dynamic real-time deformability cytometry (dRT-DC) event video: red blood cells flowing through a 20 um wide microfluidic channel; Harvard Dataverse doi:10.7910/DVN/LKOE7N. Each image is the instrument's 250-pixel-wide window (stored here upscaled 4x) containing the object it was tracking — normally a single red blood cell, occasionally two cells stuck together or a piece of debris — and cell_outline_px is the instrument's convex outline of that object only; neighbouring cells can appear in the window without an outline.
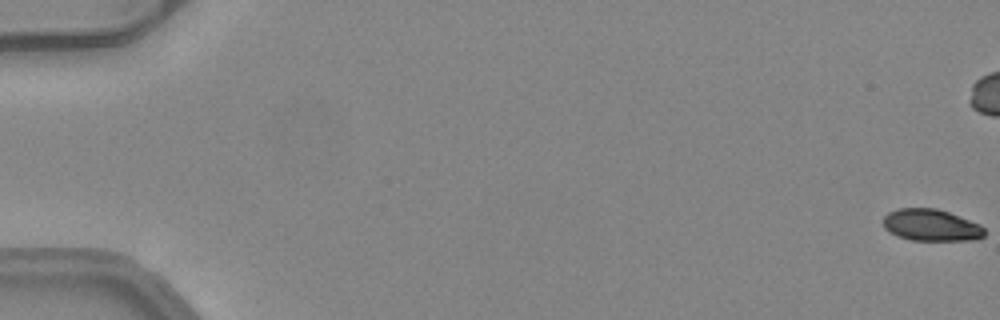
{"species": "common noctule bat (a hibernating species)", "species_latin": "Nyctalus noctula", "temperature_condition": "warm", "stored_images_in_passage": 53, "camera_frame_rate_fps": 3000, "um_per_image_px": 0.085, "animal": {"sex": "female", "body_mass_g": 24.6, "forearm_length_mm": 56.2}, "frame": {"image": 1, "passage_image": 1, "time_ms": 0.0, "image_size_px": [1000, 320], "cell_outline_px": [[984, 236], [976, 240], [912, 240], [896, 236], [888, 232], [884, 228], [884, 216], [888, 212], [900, 208], [936, 208], [948, 212], [980, 224], [984, 228]], "centroid_in_image_um": [79.13, 19.14], "position_along_channel_um": 5.9, "area_um2": 18.79}}
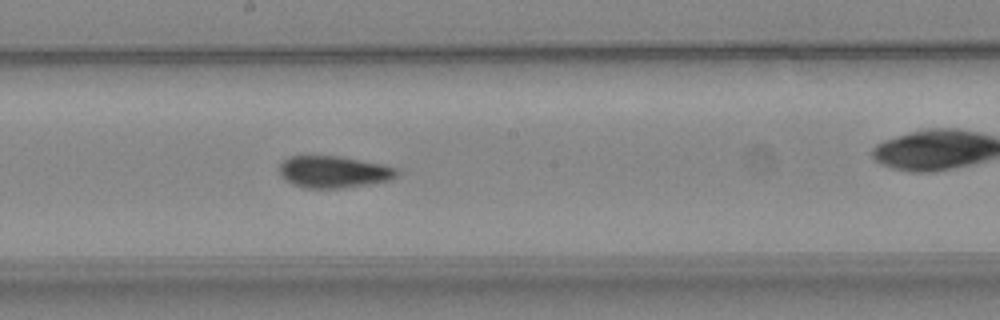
{"frame": {"image": 2, "passage_image": 30, "time_ms": 9.667, "image_size_px": [1000, 320], "cell_outline_px": [[400, 172], [396, 176], [388, 180], [368, 184], [340, 188], [304, 188], [292, 184], [284, 180], [280, 176], [280, 164], [288, 156], [340, 156], [384, 164], [396, 168]], "centroid_in_image_um": [28.34, 14.6], "position_along_channel_um": 219.9, "area_um2": 21.91}}
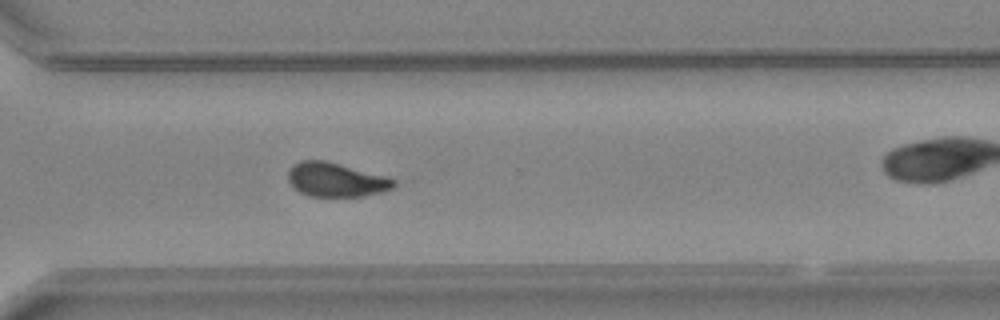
{"frame": {"image": 3, "passage_image": 39, "time_ms": 12.667, "image_size_px": [1000, 320], "cell_outline_px": [[396, 184], [392, 188], [384, 192], [364, 196], [308, 196], [300, 192], [288, 180], [288, 168], [292, 164], [300, 160], [324, 160], [388, 176], [396, 180]], "centroid_in_image_um": [28.58, 15.27], "position_along_channel_um": 342.0, "area_um2": 21.15}, "authors_computed_cell_mechanics": {"area_um2": 21.386, "velocity_mm_per_s": 4.0806, "shape_relaxation_time_tau1_ms": 7.4425, "shape_relaxation_time_tau2_ms": 2.0122, "deformation_change_tau1": 0.2054, "deformation_change_tau2": 0.0492}}